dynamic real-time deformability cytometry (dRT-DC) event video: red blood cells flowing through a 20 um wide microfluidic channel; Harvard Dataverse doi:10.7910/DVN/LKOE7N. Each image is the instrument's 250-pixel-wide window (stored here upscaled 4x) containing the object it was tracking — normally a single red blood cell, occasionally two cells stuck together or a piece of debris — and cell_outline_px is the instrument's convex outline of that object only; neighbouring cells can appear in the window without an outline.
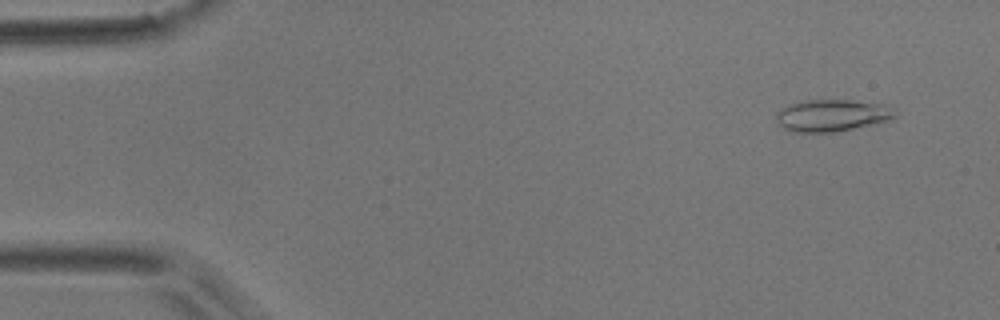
{"species": "common noctule bat (a hibernating species)", "species_latin": "Nyctalus noctula", "temperature_condition": "room temperature", "stored_images_in_passage": 5, "camera_frame_rate_fps": 3000, "um_per_image_px": 0.085, "animal": {"sex": "male", "body_mass_g": 17.9}, "frame": {"image": 1, "passage_image": 2, "time_ms": 1.0, "image_size_px": [1000, 320], "cell_outline_px": [[896, 116], [892, 120], [832, 132], [792, 132], [776, 124], [776, 112], [780, 108], [788, 104], [804, 100], [848, 100], [884, 104], [896, 108]], "centroid_in_image_um": [70.7, 9.8], "position_along_channel_um": 14.3, "area_um2": 22.37}}